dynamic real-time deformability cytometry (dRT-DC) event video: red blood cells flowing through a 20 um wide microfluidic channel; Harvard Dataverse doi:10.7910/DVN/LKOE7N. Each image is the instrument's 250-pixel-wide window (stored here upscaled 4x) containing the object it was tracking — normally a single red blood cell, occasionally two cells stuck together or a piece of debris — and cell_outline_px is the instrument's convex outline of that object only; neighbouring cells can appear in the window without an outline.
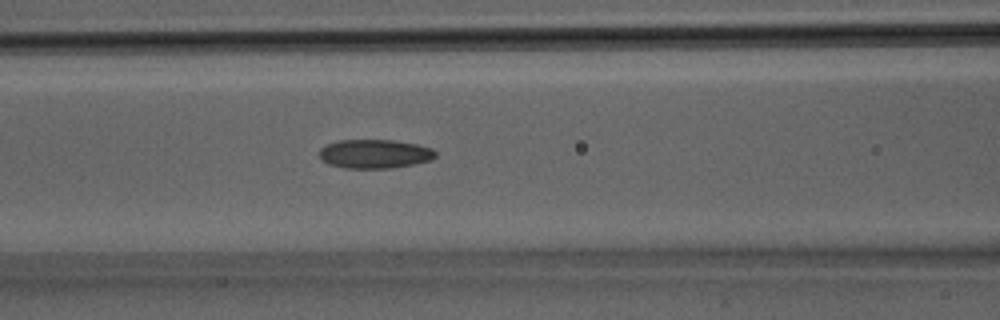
{"species": "Egyptian fruit bat (a non-hibernating species)", "species_latin": "Rousettus aegyptiacus", "temperature_condition": "room temperature", "stored_images_in_passage": 24, "camera_frame_rate_fps": 3000, "um_per_image_px": 0.085, "animal": {"sex": "male"}, "frame": {"image": 1, "passage_image": 8, "time_ms": 2.333, "image_size_px": [1000, 320], "cell_outline_px": [[436, 156], [432, 160], [392, 168], [344, 168], [328, 164], [320, 160], [320, 148], [328, 144], [340, 140], [396, 140], [416, 144], [432, 148], [436, 152]], "centroid_in_image_um": [31.85, 13.08], "position_along_channel_um": 134.8, "area_um2": 19.65}}
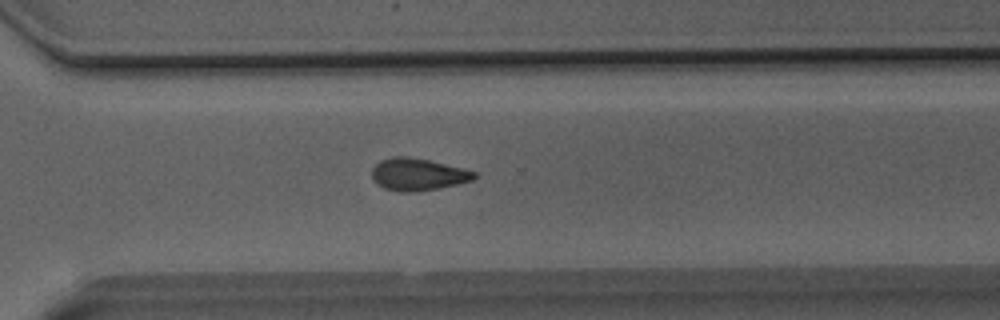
{"frame": {"image": 2, "passage_image": 17, "time_ms": 5.333, "image_size_px": [1000, 320], "cell_outline_px": [[476, 176], [472, 180], [440, 188], [408, 192], [400, 192], [384, 188], [376, 184], [372, 180], [372, 168], [380, 160], [392, 156], [408, 156], [428, 160], [476, 172]], "centroid_in_image_um": [35.45, 14.82], "position_along_channel_um": 335.2, "area_um2": 19.07}}
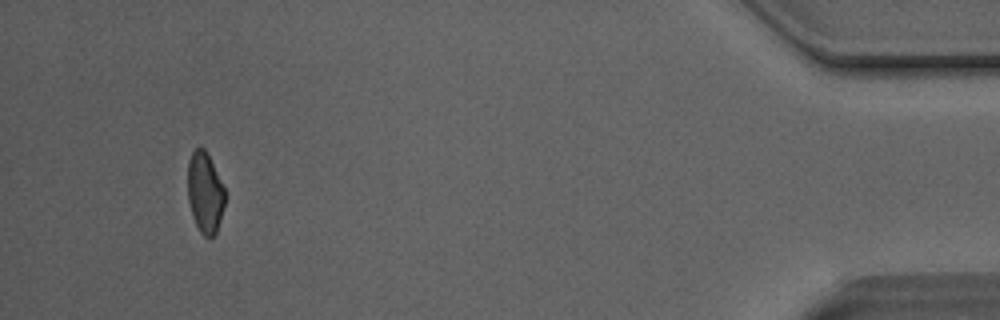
{"frame": {"image": 3, "passage_image": 24, "time_ms": 7.667, "image_size_px": [1000, 320], "cell_outline_px": [[224, 204], [220, 220], [216, 232], [208, 240], [200, 232], [196, 224], [188, 200], [188, 160], [192, 152], [196, 148], [204, 148], [208, 152], [224, 188]], "centroid_in_image_um": [17.42, 16.35], "position_along_channel_um": 417.8, "area_um2": 17.4}}